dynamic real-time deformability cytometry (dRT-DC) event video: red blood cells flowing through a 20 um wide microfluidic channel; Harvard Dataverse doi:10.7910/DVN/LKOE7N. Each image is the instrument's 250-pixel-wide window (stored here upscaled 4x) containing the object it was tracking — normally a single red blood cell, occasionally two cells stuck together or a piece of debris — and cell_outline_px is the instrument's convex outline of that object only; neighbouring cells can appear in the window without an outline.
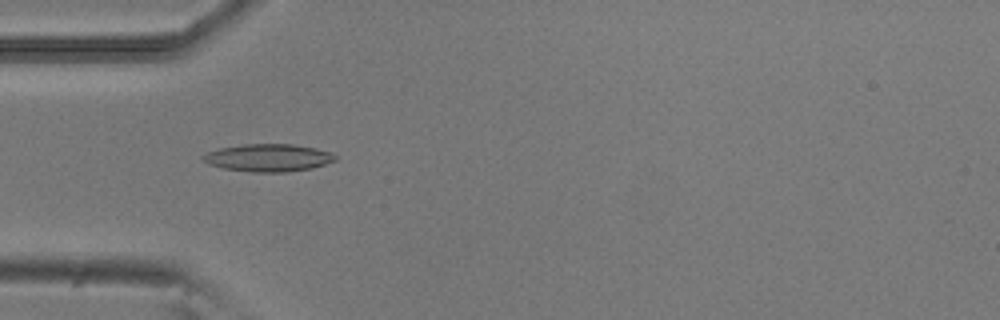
{"species": "common noctule bat (a hibernating species)", "species_latin": "Nyctalus noctula", "temperature_condition": "room temperature", "stored_images_in_passage": 5, "camera_frame_rate_fps": 3000, "um_per_image_px": 0.085, "animal": {"sex": "male", "body_mass_g": 20.5, "forearm_length_mm": 52.5}, "frame": {"image": 1, "passage_image": 5, "time_ms": 1.333, "image_size_px": [1000, 320], "cell_outline_px": [[336, 160], [312, 168], [288, 172], [252, 172], [224, 168], [208, 164], [200, 156], [208, 152], [220, 148], [244, 144], [292, 144], [316, 148], [332, 152], [336, 156]], "centroid_in_image_um": [22.82, 13.41], "position_along_channel_um": 62.2, "area_um2": 21.21}}